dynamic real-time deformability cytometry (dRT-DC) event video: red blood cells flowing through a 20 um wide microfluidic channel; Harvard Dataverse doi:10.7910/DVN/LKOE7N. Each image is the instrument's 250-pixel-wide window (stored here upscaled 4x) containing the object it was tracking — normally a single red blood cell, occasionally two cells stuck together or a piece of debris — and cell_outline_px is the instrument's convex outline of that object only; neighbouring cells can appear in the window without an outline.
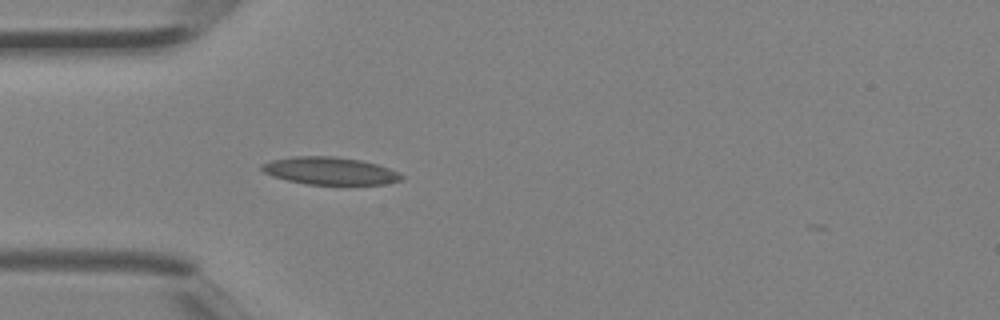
{"species": "Egyptian fruit bat (a non-hibernating species)", "species_latin": "Rousettus aegyptiacus", "temperature_condition": "room temperature", "stored_images_in_passage": 3, "camera_frame_rate_fps": 3000, "um_per_image_px": 0.085, "animal": {"sex": "female"}, "frame": {"image": 1, "passage_image": 3, "time_ms": 0.667, "image_size_px": [1000, 320], "cell_outline_px": [[404, 176], [400, 180], [384, 184], [308, 184], [288, 180], [272, 176], [264, 172], [260, 168], [260, 164], [272, 160], [292, 156], [332, 156], [360, 160], [376, 164], [400, 172]], "centroid_in_image_um": [28.02, 14.51], "position_along_channel_um": 57.0, "area_um2": 22.25}}